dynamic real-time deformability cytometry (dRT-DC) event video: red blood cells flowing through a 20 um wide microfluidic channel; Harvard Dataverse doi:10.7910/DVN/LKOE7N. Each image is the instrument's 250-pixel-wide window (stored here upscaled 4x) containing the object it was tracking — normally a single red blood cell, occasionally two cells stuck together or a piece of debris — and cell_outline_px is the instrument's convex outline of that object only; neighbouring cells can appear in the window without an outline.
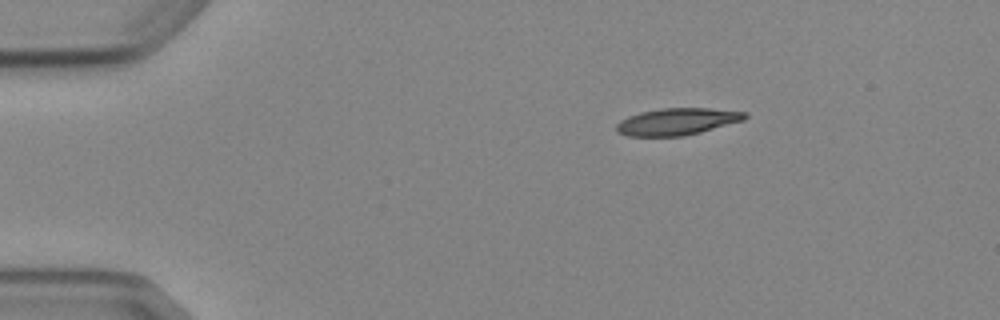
{"species": "Egyptian fruit bat (a non-hibernating species)", "species_latin": "Rousettus aegyptiacus", "temperature_condition": "cold", "stored_images_in_passage": 3, "segment_of_instrument_passage": [1, 2], "camera_frame_rate_fps": 3000, "um_per_image_px": 0.085, "animal": {"sex": "female"}, "frame": {"image": 1, "passage_image": 1, "time_ms": 0.0, "image_size_px": [1000, 320], "cell_outline_px": [[748, 116], [744, 120], [700, 132], [684, 136], [628, 136], [616, 132], [616, 124], [620, 120], [628, 116], [640, 112], [660, 108], [708, 108], [748, 112]], "centroid_in_image_um": [57.54, 10.33], "position_along_channel_um": 27.5, "area_um2": 20.23}}